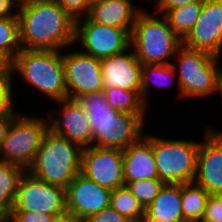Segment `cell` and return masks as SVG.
Instances as JSON below:
<instances>
[{"label": "cell", "mask_w": 222, "mask_h": 222, "mask_svg": "<svg viewBox=\"0 0 222 222\" xmlns=\"http://www.w3.org/2000/svg\"><path fill=\"white\" fill-rule=\"evenodd\" d=\"M22 49L62 51L74 43L75 19L55 0L17 9Z\"/></svg>", "instance_id": "6da1fadb"}, {"label": "cell", "mask_w": 222, "mask_h": 222, "mask_svg": "<svg viewBox=\"0 0 222 222\" xmlns=\"http://www.w3.org/2000/svg\"><path fill=\"white\" fill-rule=\"evenodd\" d=\"M75 100L88 114L93 133L92 146L123 151L144 135L145 121L139 115L111 108L103 90L78 96Z\"/></svg>", "instance_id": "7a4b0ae2"}, {"label": "cell", "mask_w": 222, "mask_h": 222, "mask_svg": "<svg viewBox=\"0 0 222 222\" xmlns=\"http://www.w3.org/2000/svg\"><path fill=\"white\" fill-rule=\"evenodd\" d=\"M82 148L48 129L27 172L64 189L81 171Z\"/></svg>", "instance_id": "3957f363"}, {"label": "cell", "mask_w": 222, "mask_h": 222, "mask_svg": "<svg viewBox=\"0 0 222 222\" xmlns=\"http://www.w3.org/2000/svg\"><path fill=\"white\" fill-rule=\"evenodd\" d=\"M153 12L151 14L142 8L138 13L130 34L131 49L142 65L171 64L168 58L175 57L182 40L164 15H159L162 18H158L157 13Z\"/></svg>", "instance_id": "277c9868"}, {"label": "cell", "mask_w": 222, "mask_h": 222, "mask_svg": "<svg viewBox=\"0 0 222 222\" xmlns=\"http://www.w3.org/2000/svg\"><path fill=\"white\" fill-rule=\"evenodd\" d=\"M10 70L13 76L15 72L20 73L25 82L55 102L67 98L60 51L21 49L10 63Z\"/></svg>", "instance_id": "5b68a950"}, {"label": "cell", "mask_w": 222, "mask_h": 222, "mask_svg": "<svg viewBox=\"0 0 222 222\" xmlns=\"http://www.w3.org/2000/svg\"><path fill=\"white\" fill-rule=\"evenodd\" d=\"M175 56L178 65L172 63V66L178 71V97L201 98L216 93L219 57L183 45L177 49Z\"/></svg>", "instance_id": "8992f818"}, {"label": "cell", "mask_w": 222, "mask_h": 222, "mask_svg": "<svg viewBox=\"0 0 222 222\" xmlns=\"http://www.w3.org/2000/svg\"><path fill=\"white\" fill-rule=\"evenodd\" d=\"M200 142L172 140L152 135V149L158 179L164 184H184L194 181Z\"/></svg>", "instance_id": "52a82bcc"}, {"label": "cell", "mask_w": 222, "mask_h": 222, "mask_svg": "<svg viewBox=\"0 0 222 222\" xmlns=\"http://www.w3.org/2000/svg\"><path fill=\"white\" fill-rule=\"evenodd\" d=\"M48 129V119L19 113L0 146V161L20 166L27 171Z\"/></svg>", "instance_id": "ba28073f"}, {"label": "cell", "mask_w": 222, "mask_h": 222, "mask_svg": "<svg viewBox=\"0 0 222 222\" xmlns=\"http://www.w3.org/2000/svg\"><path fill=\"white\" fill-rule=\"evenodd\" d=\"M10 212L64 215L67 213L66 189L44 182L25 171L19 180Z\"/></svg>", "instance_id": "9c48e42d"}, {"label": "cell", "mask_w": 222, "mask_h": 222, "mask_svg": "<svg viewBox=\"0 0 222 222\" xmlns=\"http://www.w3.org/2000/svg\"><path fill=\"white\" fill-rule=\"evenodd\" d=\"M76 42L84 48L82 52L99 59L131 48L130 33L127 30L95 23L87 16L75 20Z\"/></svg>", "instance_id": "30bf717a"}, {"label": "cell", "mask_w": 222, "mask_h": 222, "mask_svg": "<svg viewBox=\"0 0 222 222\" xmlns=\"http://www.w3.org/2000/svg\"><path fill=\"white\" fill-rule=\"evenodd\" d=\"M80 173L110 190L124 186L122 150L96 146L83 148Z\"/></svg>", "instance_id": "8fae6325"}, {"label": "cell", "mask_w": 222, "mask_h": 222, "mask_svg": "<svg viewBox=\"0 0 222 222\" xmlns=\"http://www.w3.org/2000/svg\"><path fill=\"white\" fill-rule=\"evenodd\" d=\"M65 68L67 98L91 94L103 90V76L99 58L82 51L62 54Z\"/></svg>", "instance_id": "7c38bea8"}, {"label": "cell", "mask_w": 222, "mask_h": 222, "mask_svg": "<svg viewBox=\"0 0 222 222\" xmlns=\"http://www.w3.org/2000/svg\"><path fill=\"white\" fill-rule=\"evenodd\" d=\"M182 45L221 57L222 0H204L201 14Z\"/></svg>", "instance_id": "4fadbf2b"}, {"label": "cell", "mask_w": 222, "mask_h": 222, "mask_svg": "<svg viewBox=\"0 0 222 222\" xmlns=\"http://www.w3.org/2000/svg\"><path fill=\"white\" fill-rule=\"evenodd\" d=\"M111 190L78 173L66 188L67 213L83 222L110 205Z\"/></svg>", "instance_id": "5bb4252c"}, {"label": "cell", "mask_w": 222, "mask_h": 222, "mask_svg": "<svg viewBox=\"0 0 222 222\" xmlns=\"http://www.w3.org/2000/svg\"><path fill=\"white\" fill-rule=\"evenodd\" d=\"M200 142L194 183L209 194H222V131L207 127Z\"/></svg>", "instance_id": "9a60e30c"}, {"label": "cell", "mask_w": 222, "mask_h": 222, "mask_svg": "<svg viewBox=\"0 0 222 222\" xmlns=\"http://www.w3.org/2000/svg\"><path fill=\"white\" fill-rule=\"evenodd\" d=\"M60 104L58 115L50 113L49 129L79 145L82 149L92 146L93 133L89 124L88 114L75 99L66 98L56 101Z\"/></svg>", "instance_id": "2e32d148"}, {"label": "cell", "mask_w": 222, "mask_h": 222, "mask_svg": "<svg viewBox=\"0 0 222 222\" xmlns=\"http://www.w3.org/2000/svg\"><path fill=\"white\" fill-rule=\"evenodd\" d=\"M103 90L122 88L141 91L142 64L130 48L126 51L100 59Z\"/></svg>", "instance_id": "e0dca14e"}, {"label": "cell", "mask_w": 222, "mask_h": 222, "mask_svg": "<svg viewBox=\"0 0 222 222\" xmlns=\"http://www.w3.org/2000/svg\"><path fill=\"white\" fill-rule=\"evenodd\" d=\"M124 182L158 179L156 162L152 149V135H143L138 141L122 151Z\"/></svg>", "instance_id": "ac0fdd59"}, {"label": "cell", "mask_w": 222, "mask_h": 222, "mask_svg": "<svg viewBox=\"0 0 222 222\" xmlns=\"http://www.w3.org/2000/svg\"><path fill=\"white\" fill-rule=\"evenodd\" d=\"M131 0H105L91 4L87 17L99 24L127 30L130 34L141 11Z\"/></svg>", "instance_id": "d6986e66"}, {"label": "cell", "mask_w": 222, "mask_h": 222, "mask_svg": "<svg viewBox=\"0 0 222 222\" xmlns=\"http://www.w3.org/2000/svg\"><path fill=\"white\" fill-rule=\"evenodd\" d=\"M181 200V184H164L145 213L158 222H185Z\"/></svg>", "instance_id": "ffe728a7"}, {"label": "cell", "mask_w": 222, "mask_h": 222, "mask_svg": "<svg viewBox=\"0 0 222 222\" xmlns=\"http://www.w3.org/2000/svg\"><path fill=\"white\" fill-rule=\"evenodd\" d=\"M210 194L194 182L181 184V204L185 222H201Z\"/></svg>", "instance_id": "44dd1931"}, {"label": "cell", "mask_w": 222, "mask_h": 222, "mask_svg": "<svg viewBox=\"0 0 222 222\" xmlns=\"http://www.w3.org/2000/svg\"><path fill=\"white\" fill-rule=\"evenodd\" d=\"M103 91L105 99L111 108L118 112L139 115L145 121V113L148 107L141 98V91L124 90L120 87Z\"/></svg>", "instance_id": "7402d4cb"}, {"label": "cell", "mask_w": 222, "mask_h": 222, "mask_svg": "<svg viewBox=\"0 0 222 222\" xmlns=\"http://www.w3.org/2000/svg\"><path fill=\"white\" fill-rule=\"evenodd\" d=\"M24 172L20 166L0 161V212L4 216L12 210L18 183Z\"/></svg>", "instance_id": "603a6c76"}, {"label": "cell", "mask_w": 222, "mask_h": 222, "mask_svg": "<svg viewBox=\"0 0 222 222\" xmlns=\"http://www.w3.org/2000/svg\"><path fill=\"white\" fill-rule=\"evenodd\" d=\"M202 6L203 2L189 3L168 10L164 14L170 27L181 40L189 34L196 24L201 14Z\"/></svg>", "instance_id": "cb8c5ba5"}, {"label": "cell", "mask_w": 222, "mask_h": 222, "mask_svg": "<svg viewBox=\"0 0 222 222\" xmlns=\"http://www.w3.org/2000/svg\"><path fill=\"white\" fill-rule=\"evenodd\" d=\"M110 206L131 222L140 221L145 209L126 185L111 190Z\"/></svg>", "instance_id": "d4e9b609"}, {"label": "cell", "mask_w": 222, "mask_h": 222, "mask_svg": "<svg viewBox=\"0 0 222 222\" xmlns=\"http://www.w3.org/2000/svg\"><path fill=\"white\" fill-rule=\"evenodd\" d=\"M21 49L17 16L0 18V56L10 64Z\"/></svg>", "instance_id": "484cf974"}, {"label": "cell", "mask_w": 222, "mask_h": 222, "mask_svg": "<svg viewBox=\"0 0 222 222\" xmlns=\"http://www.w3.org/2000/svg\"><path fill=\"white\" fill-rule=\"evenodd\" d=\"M176 74L175 68L171 64L163 65H142L141 71V98L144 104L148 107V95L150 94V84L160 87L166 86L169 80L173 82V78ZM155 83V84H154ZM171 83L168 85L170 86Z\"/></svg>", "instance_id": "4316f807"}, {"label": "cell", "mask_w": 222, "mask_h": 222, "mask_svg": "<svg viewBox=\"0 0 222 222\" xmlns=\"http://www.w3.org/2000/svg\"><path fill=\"white\" fill-rule=\"evenodd\" d=\"M125 185L146 209L158 195L164 183L160 179H144L125 183Z\"/></svg>", "instance_id": "83f0119b"}, {"label": "cell", "mask_w": 222, "mask_h": 222, "mask_svg": "<svg viewBox=\"0 0 222 222\" xmlns=\"http://www.w3.org/2000/svg\"><path fill=\"white\" fill-rule=\"evenodd\" d=\"M13 75H0V115L16 114L12 102Z\"/></svg>", "instance_id": "f1b7e54d"}, {"label": "cell", "mask_w": 222, "mask_h": 222, "mask_svg": "<svg viewBox=\"0 0 222 222\" xmlns=\"http://www.w3.org/2000/svg\"><path fill=\"white\" fill-rule=\"evenodd\" d=\"M201 222H222V194H210Z\"/></svg>", "instance_id": "f546056e"}, {"label": "cell", "mask_w": 222, "mask_h": 222, "mask_svg": "<svg viewBox=\"0 0 222 222\" xmlns=\"http://www.w3.org/2000/svg\"><path fill=\"white\" fill-rule=\"evenodd\" d=\"M75 20L87 16L90 0H55Z\"/></svg>", "instance_id": "4dcf8cb0"}, {"label": "cell", "mask_w": 222, "mask_h": 222, "mask_svg": "<svg viewBox=\"0 0 222 222\" xmlns=\"http://www.w3.org/2000/svg\"><path fill=\"white\" fill-rule=\"evenodd\" d=\"M57 215L32 212H9L5 219L8 222H53Z\"/></svg>", "instance_id": "1f68e13d"}, {"label": "cell", "mask_w": 222, "mask_h": 222, "mask_svg": "<svg viewBox=\"0 0 222 222\" xmlns=\"http://www.w3.org/2000/svg\"><path fill=\"white\" fill-rule=\"evenodd\" d=\"M83 222H131L115 211L110 205L100 212L89 216Z\"/></svg>", "instance_id": "d6a6232c"}, {"label": "cell", "mask_w": 222, "mask_h": 222, "mask_svg": "<svg viewBox=\"0 0 222 222\" xmlns=\"http://www.w3.org/2000/svg\"><path fill=\"white\" fill-rule=\"evenodd\" d=\"M204 0H155V12L158 15H164L168 10L183 6L189 3L203 2Z\"/></svg>", "instance_id": "836d02e7"}, {"label": "cell", "mask_w": 222, "mask_h": 222, "mask_svg": "<svg viewBox=\"0 0 222 222\" xmlns=\"http://www.w3.org/2000/svg\"><path fill=\"white\" fill-rule=\"evenodd\" d=\"M18 114H2L0 115V146L6 137L7 131Z\"/></svg>", "instance_id": "e575fe53"}, {"label": "cell", "mask_w": 222, "mask_h": 222, "mask_svg": "<svg viewBox=\"0 0 222 222\" xmlns=\"http://www.w3.org/2000/svg\"><path fill=\"white\" fill-rule=\"evenodd\" d=\"M15 7L14 0H0V18L17 16L16 11L13 9Z\"/></svg>", "instance_id": "d590c367"}, {"label": "cell", "mask_w": 222, "mask_h": 222, "mask_svg": "<svg viewBox=\"0 0 222 222\" xmlns=\"http://www.w3.org/2000/svg\"><path fill=\"white\" fill-rule=\"evenodd\" d=\"M50 0H14L15 6H16V10L17 9H22L31 5H35V4H40V3H44V2H48Z\"/></svg>", "instance_id": "8d00e7d4"}, {"label": "cell", "mask_w": 222, "mask_h": 222, "mask_svg": "<svg viewBox=\"0 0 222 222\" xmlns=\"http://www.w3.org/2000/svg\"><path fill=\"white\" fill-rule=\"evenodd\" d=\"M0 75H12L10 64L0 56Z\"/></svg>", "instance_id": "74e56055"}, {"label": "cell", "mask_w": 222, "mask_h": 222, "mask_svg": "<svg viewBox=\"0 0 222 222\" xmlns=\"http://www.w3.org/2000/svg\"><path fill=\"white\" fill-rule=\"evenodd\" d=\"M53 222H81L75 217H73L71 214L66 213L61 216H57Z\"/></svg>", "instance_id": "f35d334b"}, {"label": "cell", "mask_w": 222, "mask_h": 222, "mask_svg": "<svg viewBox=\"0 0 222 222\" xmlns=\"http://www.w3.org/2000/svg\"><path fill=\"white\" fill-rule=\"evenodd\" d=\"M216 92H219L221 99H222V71L220 69L218 78H217V89Z\"/></svg>", "instance_id": "ab89813d"}, {"label": "cell", "mask_w": 222, "mask_h": 222, "mask_svg": "<svg viewBox=\"0 0 222 222\" xmlns=\"http://www.w3.org/2000/svg\"><path fill=\"white\" fill-rule=\"evenodd\" d=\"M141 222H158L157 220L150 218L146 213L142 216Z\"/></svg>", "instance_id": "60d3db41"}, {"label": "cell", "mask_w": 222, "mask_h": 222, "mask_svg": "<svg viewBox=\"0 0 222 222\" xmlns=\"http://www.w3.org/2000/svg\"><path fill=\"white\" fill-rule=\"evenodd\" d=\"M91 1V4H94V3H98V2H101V1H105V0H90Z\"/></svg>", "instance_id": "b9f144b4"}, {"label": "cell", "mask_w": 222, "mask_h": 222, "mask_svg": "<svg viewBox=\"0 0 222 222\" xmlns=\"http://www.w3.org/2000/svg\"><path fill=\"white\" fill-rule=\"evenodd\" d=\"M5 219V216L0 212V222H2Z\"/></svg>", "instance_id": "7bdbcfd3"}]
</instances>
